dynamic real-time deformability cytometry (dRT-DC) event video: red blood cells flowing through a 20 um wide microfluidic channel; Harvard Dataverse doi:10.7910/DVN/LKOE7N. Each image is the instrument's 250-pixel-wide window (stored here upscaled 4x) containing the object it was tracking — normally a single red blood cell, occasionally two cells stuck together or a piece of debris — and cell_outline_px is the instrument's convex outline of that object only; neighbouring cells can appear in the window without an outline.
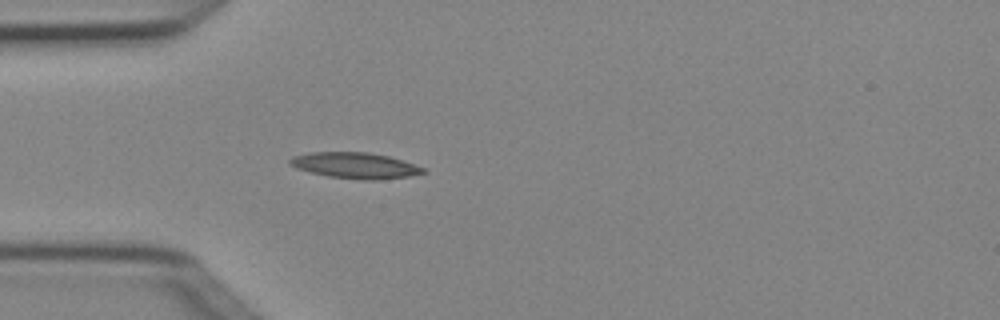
{"species": "Egyptian fruit bat (a non-hibernating species)", "species_latin": "Rousettus aegyptiacus", "temperature_condition": "cold", "stored_images_in_passage": 4, "camera_frame_rate_fps": 3000, "um_per_image_px": 0.085, "animal": {"sex": "female"}, "frame": {"image": 1, "passage_image": 4, "time_ms": 1.0, "image_size_px": [1000, 320], "cell_outline_px": [[428, 172], [408, 176], [372, 180], [364, 180], [328, 176], [296, 168], [288, 164], [288, 160], [292, 156], [308, 152], [368, 152], [388, 156], [424, 168]], "centroid_in_image_um": [30.13, 14.05], "position_along_channel_um": 54.9, "area_um2": 19.94}}